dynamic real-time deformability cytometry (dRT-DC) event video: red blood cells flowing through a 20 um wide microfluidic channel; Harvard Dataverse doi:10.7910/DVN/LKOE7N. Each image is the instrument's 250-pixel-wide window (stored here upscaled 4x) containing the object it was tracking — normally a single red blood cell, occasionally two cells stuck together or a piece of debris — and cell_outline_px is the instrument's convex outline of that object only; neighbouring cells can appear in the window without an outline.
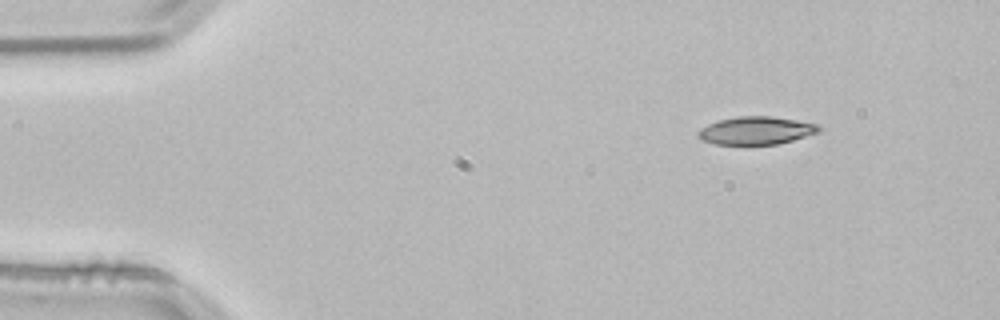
{"species": "common noctule bat (a hibernating species)", "species_latin": "Nyctalus noctula", "temperature_condition": "room temperature", "stored_images_in_passage": 8, "camera_frame_rate_fps": 3000, "um_per_image_px": 0.085, "animal": {"sex": "male", "body_mass_g": 21.5, "forearm_length_mm": 52.0}, "frame": {"image": 1, "passage_image": 1, "time_ms": 0.0, "image_size_px": [1000, 320], "cell_outline_px": [[820, 132], [780, 144], [716, 144], [704, 140], [696, 132], [700, 128], [708, 124], [720, 120], [740, 116], [772, 116], [820, 124]], "centroid_in_image_um": [64.32, 11.09], "position_along_channel_um": 20.7, "area_um2": 19.54}}